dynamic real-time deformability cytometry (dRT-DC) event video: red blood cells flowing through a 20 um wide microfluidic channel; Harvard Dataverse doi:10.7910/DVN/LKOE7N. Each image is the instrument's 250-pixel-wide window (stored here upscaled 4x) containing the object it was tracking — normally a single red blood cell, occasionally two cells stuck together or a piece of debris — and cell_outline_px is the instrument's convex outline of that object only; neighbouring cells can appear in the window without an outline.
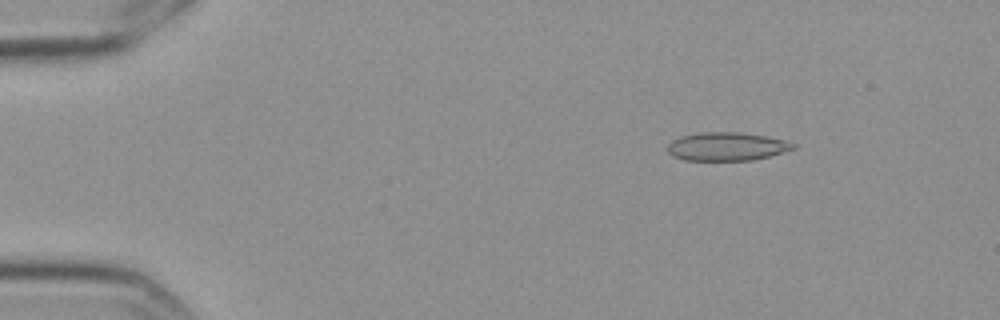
{"species": "Egyptian fruit bat (a non-hibernating species)", "species_latin": "Rousettus aegyptiacus", "temperature_condition": "cold", "stored_images_in_passage": 10, "camera_frame_rate_fps": 3000, "um_per_image_px": 0.085, "frame": {"image": 1, "passage_image": 3, "time_ms": 0.667, "image_size_px": [1000, 320], "cell_outline_px": [[796, 148], [768, 156], [752, 160], [684, 160], [672, 156], [668, 152], [668, 144], [672, 140], [680, 136], [700, 132], [736, 132], [764, 136], [784, 140], [796, 144]], "centroid_in_image_um": [61.73, 12.45], "position_along_channel_um": 23.3, "area_um2": 20.63}}
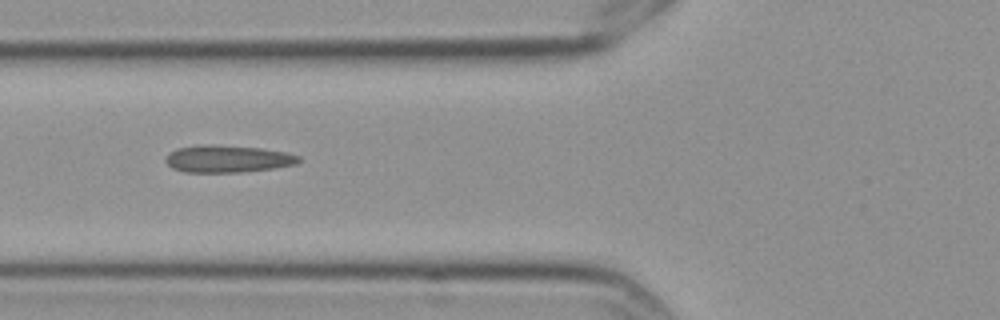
{"frame": {"image": 2, "passage_image": 7, "time_ms": 2.0, "image_size_px": [1000, 320], "cell_outline_px": [[300, 160], [296, 164], [272, 168], [240, 172], [184, 172], [172, 168], [164, 160], [168, 152], [176, 148], [200, 144], [208, 144], [260, 148], [288, 152], [300, 156]], "centroid_in_image_um": [19.31, 13.49], "position_along_channel_um": 106.5, "area_um2": 21.21}}
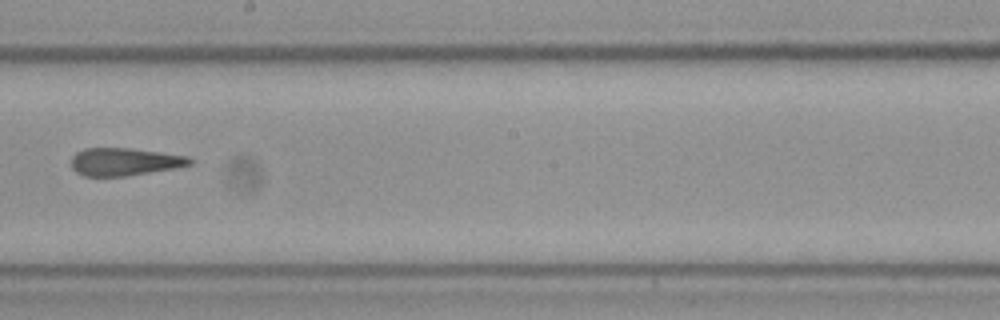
{"frame": {"image": 3, "passage_image": 10, "time_ms": 3.0, "image_size_px": [1000, 320], "cell_outline_px": [[192, 164], [172, 168], [124, 176], [84, 176], [76, 172], [72, 168], [72, 156], [76, 152], [84, 148], [132, 148], [188, 156], [192, 160]], "centroid_in_image_um": [10.54, 13.74], "position_along_channel_um": 237.7, "area_um2": 18.96}}